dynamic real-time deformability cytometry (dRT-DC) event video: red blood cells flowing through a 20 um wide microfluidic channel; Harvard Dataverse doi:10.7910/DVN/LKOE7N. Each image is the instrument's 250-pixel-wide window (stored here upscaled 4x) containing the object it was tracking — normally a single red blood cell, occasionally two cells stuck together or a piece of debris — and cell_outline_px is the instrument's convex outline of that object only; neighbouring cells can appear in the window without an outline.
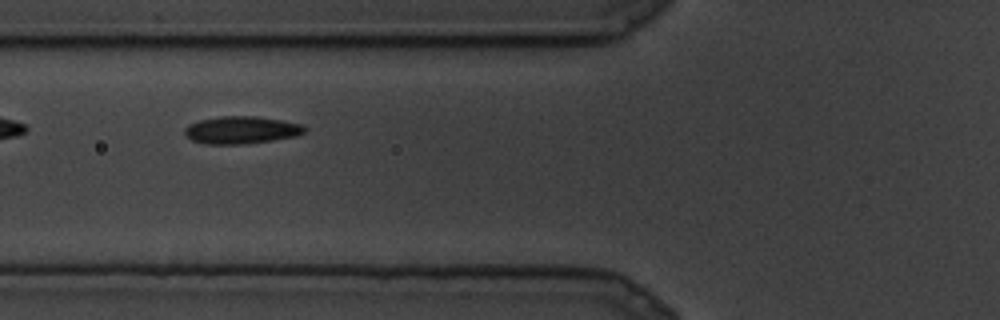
{"species": "common noctule bat (a hibernating species)", "species_latin": "Nyctalus noctula", "temperature_condition": "cold", "stored_images_in_passage": 11, "camera_frame_rate_fps": 3000, "um_per_image_px": 0.085, "animal": {"sex": "male", "body_mass_g": 19.5, "forearm_length_mm": 54.6}, "frame": {"image": 1, "passage_image": 6, "time_ms": 1.667, "image_size_px": [1000, 320], "cell_outline_px": [[304, 132], [296, 136], [272, 140], [244, 144], [204, 144], [192, 140], [184, 136], [184, 128], [188, 124], [200, 120], [224, 116], [252, 116], [280, 120], [300, 124], [304, 128]], "centroid_in_image_um": [20.44, 11.06], "position_along_channel_um": 105.4, "area_um2": 19.02}}
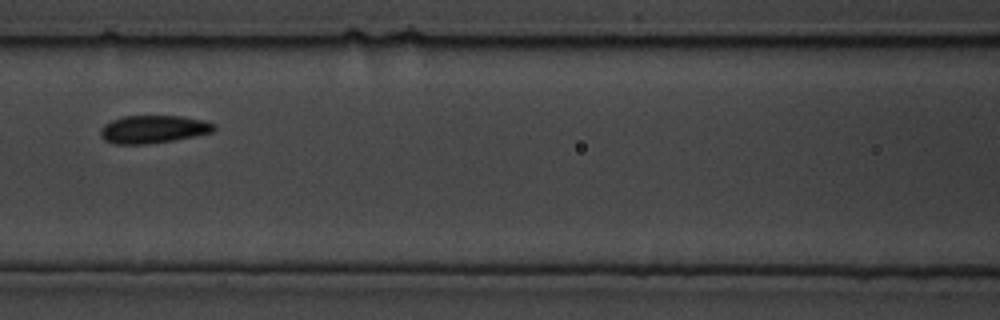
{"frame": {"image": 2, "passage_image": 8, "time_ms": 2.333, "image_size_px": [1000, 320], "cell_outline_px": [[216, 128], [212, 132], [196, 136], [148, 144], [112, 144], [104, 140], [100, 136], [100, 128], [104, 124], [120, 116], [180, 116], [204, 120], [216, 124]], "centroid_in_image_um": [13.0, 10.98], "position_along_channel_um": 153.6, "area_um2": 18.61}}
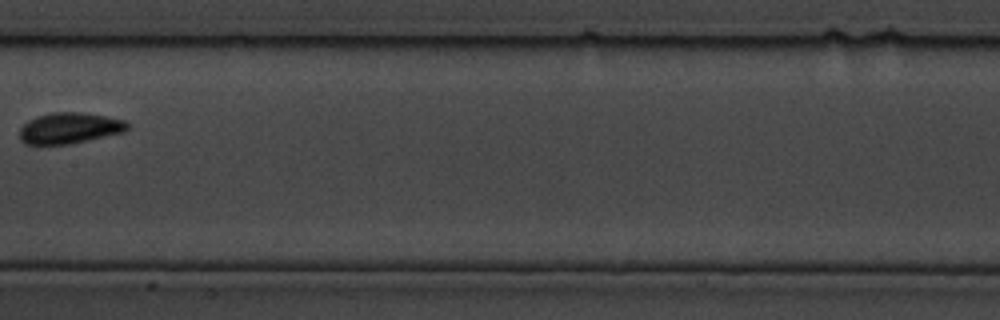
{"frame": {"image": 3, "passage_image": 10, "time_ms": 3.0, "image_size_px": [1000, 320], "cell_outline_px": [[128, 128], [124, 132], [68, 144], [24, 144], [20, 140], [20, 128], [28, 120], [36, 116], [56, 112], [80, 112], [104, 116], [124, 120], [128, 124]], "centroid_in_image_um": [5.88, 10.89], "position_along_channel_um": 201.5, "area_um2": 19.25}}